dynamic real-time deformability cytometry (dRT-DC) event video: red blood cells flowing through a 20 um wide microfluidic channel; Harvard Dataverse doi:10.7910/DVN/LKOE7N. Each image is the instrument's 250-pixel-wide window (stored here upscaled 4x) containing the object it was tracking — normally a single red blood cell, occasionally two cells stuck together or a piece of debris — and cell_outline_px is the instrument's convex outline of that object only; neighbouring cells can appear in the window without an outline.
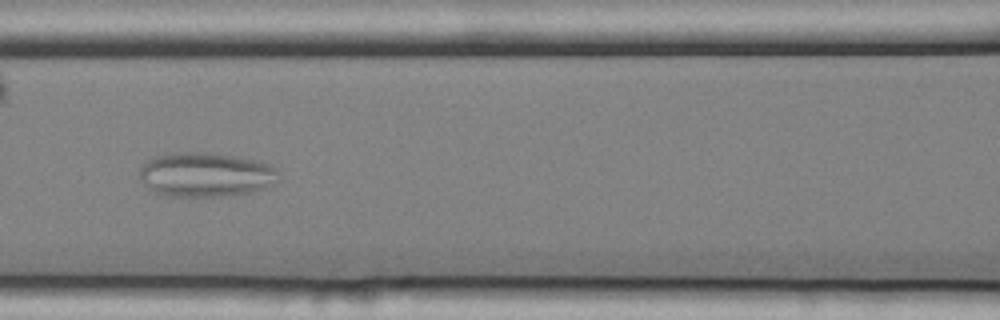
{"species": "common noctule bat (a hibernating species)", "species_latin": "Nyctalus noctula", "temperature_condition": "cold", "stored_images_in_passage": 9, "camera_frame_rate_fps": 3000, "um_per_image_px": 0.085, "animal": {"sex": "female", "body_mass_g": 25.1}, "frame": {"image": 1, "passage_image": 7, "time_ms": 2.0, "image_size_px": [1000, 320], "cell_outline_px": [[280, 180], [264, 188], [248, 192], [228, 196], [168, 196], [156, 192], [144, 184], [140, 176], [140, 168], [148, 160], [156, 156], [180, 152], [204, 152], [236, 156], [256, 160], [268, 164], [276, 168]], "centroid_in_image_um": [17.51, 14.84], "position_along_channel_um": 149.1, "area_um2": 35.78}}